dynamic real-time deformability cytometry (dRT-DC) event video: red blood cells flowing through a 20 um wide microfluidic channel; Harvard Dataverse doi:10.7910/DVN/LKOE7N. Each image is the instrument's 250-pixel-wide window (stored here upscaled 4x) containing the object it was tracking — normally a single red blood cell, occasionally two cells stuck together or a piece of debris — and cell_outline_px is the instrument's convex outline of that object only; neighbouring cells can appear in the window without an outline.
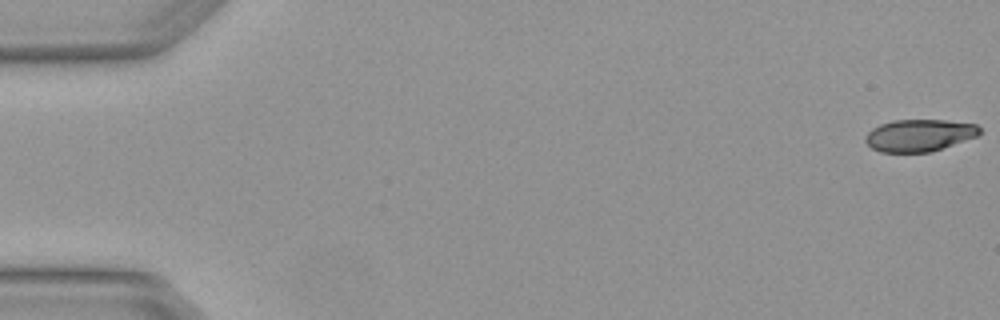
{"species": "Egyptian fruit bat (a non-hibernating species)", "species_latin": "Rousettus aegyptiacus", "temperature_condition": "warm", "stored_images_in_passage": 13, "camera_frame_rate_fps": 3000, "um_per_image_px": 0.085, "animal": {"sex": "female"}, "frame": {"image": 1, "passage_image": 1, "time_ms": 0.0, "image_size_px": [1000, 320], "cell_outline_px": [[980, 132], [976, 136], [932, 152], [880, 152], [872, 148], [864, 140], [864, 136], [872, 128], [880, 124], [892, 120], [944, 120], [976, 124], [980, 128]], "centroid_in_image_um": [78.1, 11.5], "position_along_channel_um": 6.9, "area_um2": 21.33}}
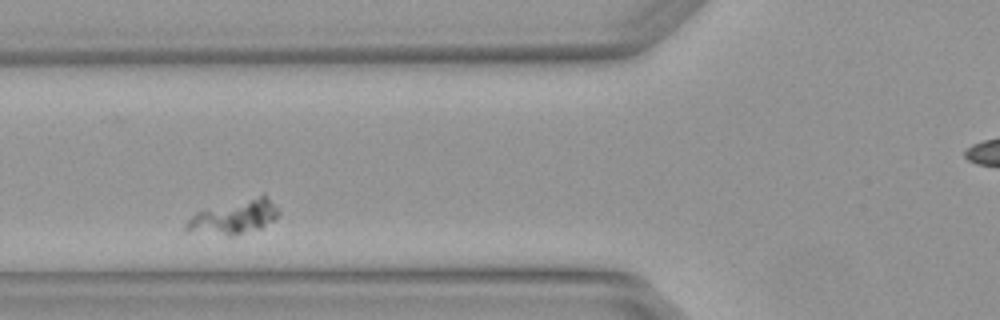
{"frame": {"image": 2, "passage_image": 4, "time_ms": 1.0, "image_size_px": [1000, 320], "cell_outline_px": [[280, 212], [272, 220], [260, 228], [232, 236], [228, 236], [184, 232], [184, 224], [196, 212], [264, 192]], "centroid_in_image_um": [19.86, 18.44], "position_along_channel_um": 105.9, "area_um2": 18.55}}
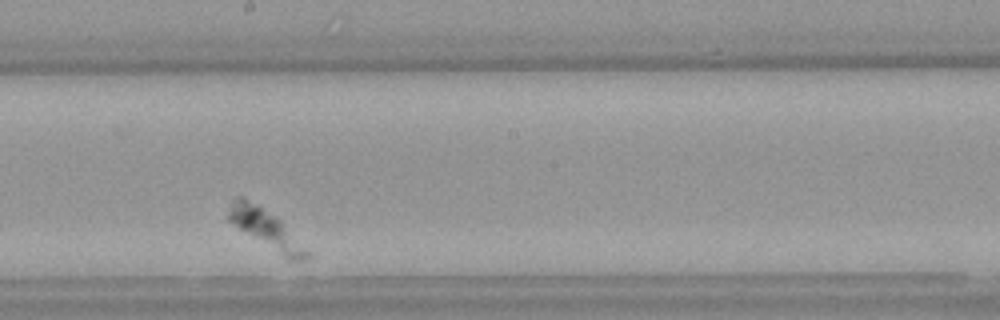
{"frame": {"image": 3, "passage_image": 7, "time_ms": 2.0, "image_size_px": [1000, 320], "cell_outline_px": [[312, 256], [300, 260], [288, 260], [228, 220], [228, 212], [232, 200], [236, 196], [244, 196], [280, 220], [312, 252]], "centroid_in_image_um": [22.67, 19.47], "position_along_channel_um": 225.5, "area_um2": 17.28}}